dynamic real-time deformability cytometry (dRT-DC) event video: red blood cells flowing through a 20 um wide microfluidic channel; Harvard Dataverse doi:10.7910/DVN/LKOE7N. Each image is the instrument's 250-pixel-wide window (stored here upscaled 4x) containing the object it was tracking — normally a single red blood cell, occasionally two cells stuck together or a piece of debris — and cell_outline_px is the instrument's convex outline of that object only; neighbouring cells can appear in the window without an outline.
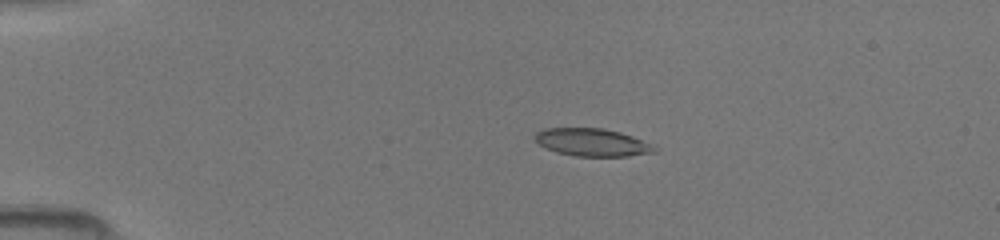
{"species": "common noctule bat (a hibernating species)", "species_latin": "Nyctalus noctula", "temperature_condition": "room temperature", "stored_images_in_passage": 7, "camera_frame_rate_fps": 3000, "um_per_image_px": 0.085, "animal": {"sex": "female", "body_mass_g": 19.5, "forearm_length_mm": 54.1}, "frame": {"image": 1, "passage_image": 4, "time_ms": 1.0, "image_size_px": [1000, 240], "cell_outline_px": [[656, 152], [628, 156], [576, 156], [556, 152], [540, 144], [532, 136], [536, 132], [544, 128], [600, 128], [620, 132], [632, 136], [652, 144], [656, 148]], "centroid_in_image_um": [50.33, 12.09], "position_along_channel_um": 34.7, "area_um2": 19.19}}
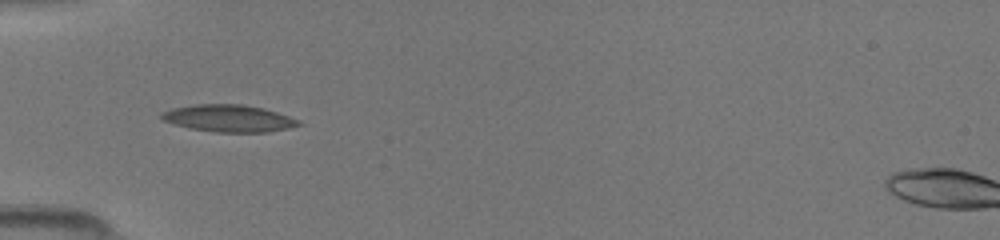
{"frame": {"image": 2, "passage_image": 6, "time_ms": 1.667, "image_size_px": [1000, 240], "cell_outline_px": [[304, 124], [288, 128], [268, 132], [216, 132], [188, 128], [164, 120], [160, 116], [160, 112], [172, 108], [196, 104], [244, 104], [264, 108], [300, 120]], "centroid_in_image_um": [19.46, 10.05], "position_along_channel_um": 65.5, "area_um2": 21.68}}